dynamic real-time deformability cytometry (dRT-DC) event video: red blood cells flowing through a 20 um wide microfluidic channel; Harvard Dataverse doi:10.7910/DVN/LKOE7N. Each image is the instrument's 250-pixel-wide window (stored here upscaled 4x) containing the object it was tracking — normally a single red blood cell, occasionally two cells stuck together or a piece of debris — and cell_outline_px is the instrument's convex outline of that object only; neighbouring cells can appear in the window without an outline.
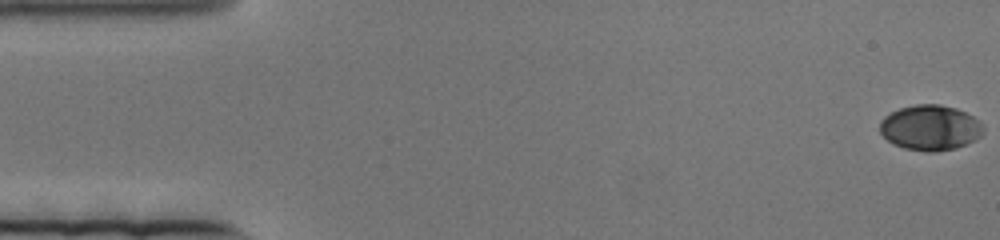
{"species": "human", "species_latin": "Homo sapiens", "temperature_condition": "cold", "stored_images_in_passage": 85, "camera_frame_rate_fps": 3000, "um_per_image_px": 0.085, "donor": {"sex": "female"}, "frame": {"image": 1, "passage_image": 1, "time_ms": 0.0, "image_size_px": [1000, 240], "cell_outline_px": [[984, 132], [976, 140], [956, 148], [936, 152], [924, 152], [904, 148], [892, 144], [880, 132], [880, 120], [884, 116], [900, 108], [916, 104], [940, 104], [956, 108], [980, 120], [984, 128]], "centroid_in_image_um": [79.08, 10.86], "position_along_channel_um": 5.9, "area_um2": 27.57}}
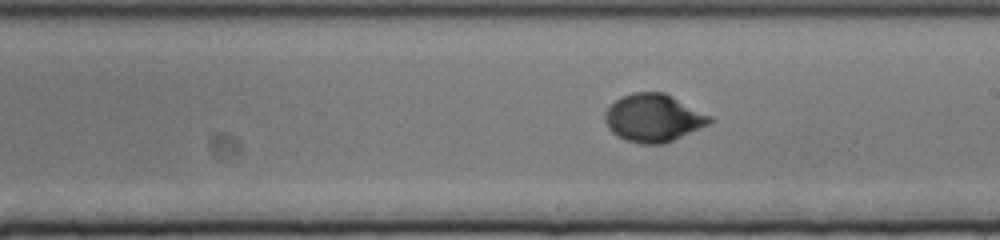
{"frame": {"image": 2, "passage_image": 47, "time_ms": 15.333, "image_size_px": [1000, 240], "cell_outline_px": [[712, 120], [708, 124], [664, 144], [640, 144], [624, 140], [612, 132], [608, 128], [604, 120], [604, 112], [620, 96], [632, 92], [664, 92], [712, 116]], "centroid_in_image_um": [55.5, 10.02], "position_along_channel_um": 233.5, "area_um2": 29.13}}
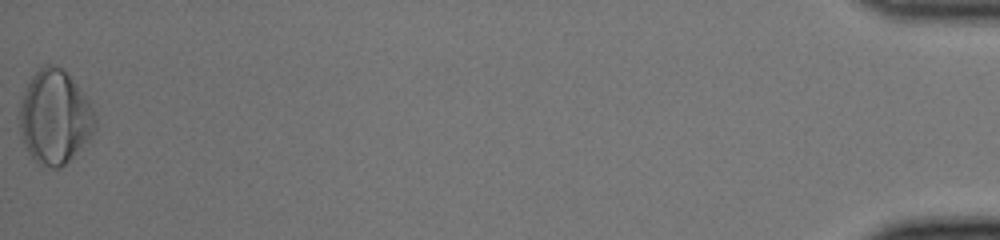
{"frame": {"image": 3, "passage_image": 85, "time_ms": 28.0, "image_size_px": [1000, 240], "cell_outline_px": [[96, 128], [88, 140], [60, 168], [52, 168], [36, 164], [28, 152], [24, 144], [20, 132], [16, 116], [20, 100], [32, 76], [44, 64], [56, 64], [76, 84], [88, 100], [96, 120]], "centroid_in_image_um": [4.6, 9.97], "position_along_channel_um": 430.6, "area_um2": 41.38}}